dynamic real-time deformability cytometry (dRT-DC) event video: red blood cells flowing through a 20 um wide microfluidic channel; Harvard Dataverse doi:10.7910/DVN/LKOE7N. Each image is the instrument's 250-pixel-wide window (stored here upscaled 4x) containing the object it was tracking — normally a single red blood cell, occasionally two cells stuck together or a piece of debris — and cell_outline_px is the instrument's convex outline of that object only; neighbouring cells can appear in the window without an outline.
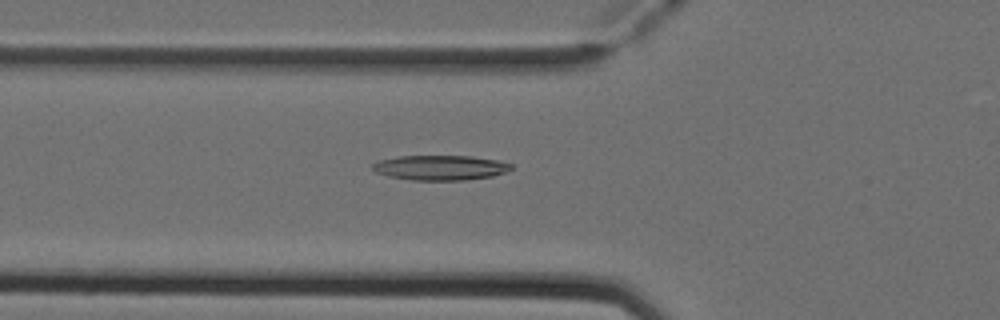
{"species": "Egyptian fruit bat (a non-hibernating species)", "species_latin": "Rousettus aegyptiacus", "temperature_condition": "cold", "stored_images_in_passage": 35, "camera_frame_rate_fps": 3000, "um_per_image_px": 0.085, "animal": {"sex": "female"}, "frame": {"image": 1, "passage_image": 2, "time_ms": 0.333, "image_size_px": [1000, 320], "cell_outline_px": [[512, 168], [504, 172], [492, 176], [464, 180], [412, 180], [388, 176], [376, 172], [372, 168], [372, 164], [380, 160], [396, 156], [472, 156], [496, 160], [512, 164]], "centroid_in_image_um": [37.4, 14.25], "position_along_channel_um": 88.4, "area_um2": 20.0}}
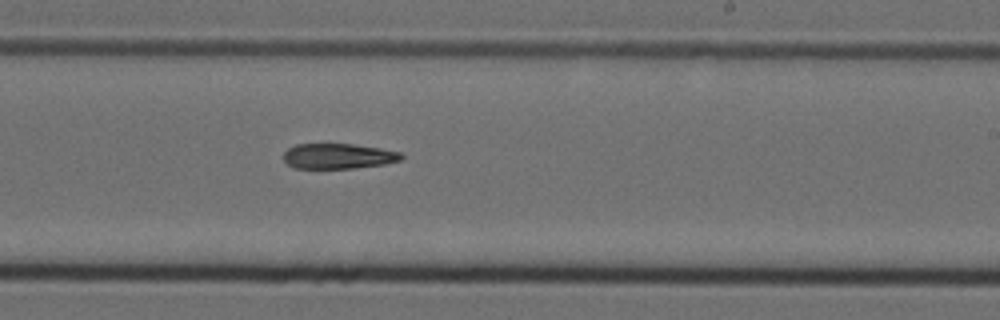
{"frame": {"image": 2, "passage_image": 15, "time_ms": 4.667, "image_size_px": [1000, 320], "cell_outline_px": [[404, 156], [400, 160], [384, 164], [352, 168], [292, 168], [284, 160], [284, 152], [288, 148], [296, 144], [352, 144], [380, 148], [400, 152]], "centroid_in_image_um": [28.73, 13.27], "position_along_channel_um": 260.3, "area_um2": 17.28}}
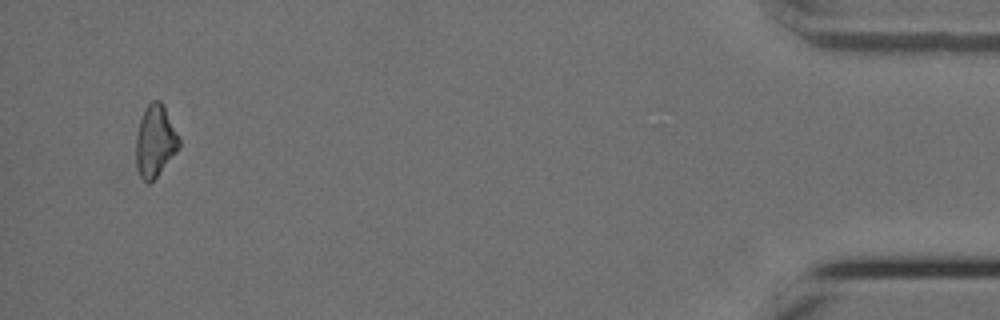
{"frame": {"image": 3, "passage_image": 33, "time_ms": 10.667, "image_size_px": [1000, 320], "cell_outline_px": [[180, 148], [156, 176], [148, 184], [140, 176], [136, 168], [136, 136], [140, 120], [148, 104], [152, 100], [160, 100], [180, 140]], "centroid_in_image_um": [13.17, 12.02], "position_along_channel_um": 422.0, "area_um2": 17.63}}